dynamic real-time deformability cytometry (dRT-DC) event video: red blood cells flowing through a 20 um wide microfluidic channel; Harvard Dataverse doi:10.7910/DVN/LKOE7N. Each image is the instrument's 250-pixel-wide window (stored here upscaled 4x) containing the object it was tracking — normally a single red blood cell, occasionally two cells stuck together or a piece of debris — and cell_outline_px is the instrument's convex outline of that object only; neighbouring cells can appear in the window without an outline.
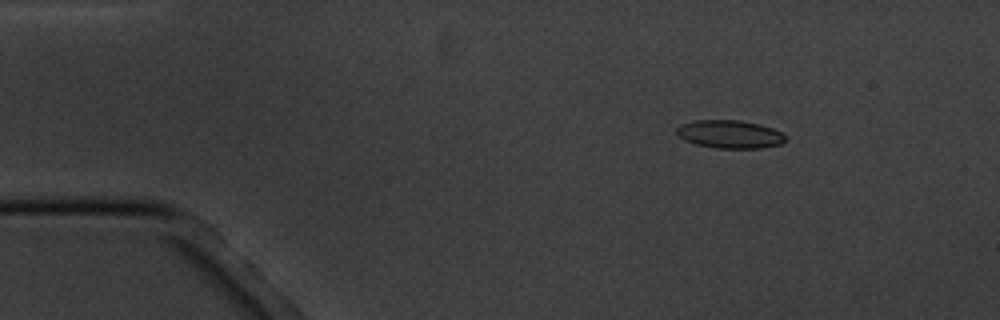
{"species": "common noctule bat (a hibernating species)", "species_latin": "Nyctalus noctula", "temperature_condition": "cold", "stored_images_in_passage": 5, "camera_frame_rate_fps": 3000, "um_per_image_px": 0.085, "animal": {"sex": "male", "body_mass_g": 20.1, "forearm_length_mm": 53.5}, "frame": {"image": 1, "passage_image": 2, "time_ms": 1.333, "image_size_px": [1000, 320], "cell_outline_px": [[788, 140], [780, 144], [760, 148], [716, 148], [696, 144], [684, 140], [676, 132], [676, 128], [680, 124], [696, 120], [740, 120], [760, 124], [772, 128], [780, 132]], "centroid_in_image_um": [62.02, 11.4], "position_along_channel_um": 23.0, "area_um2": 17.8}}
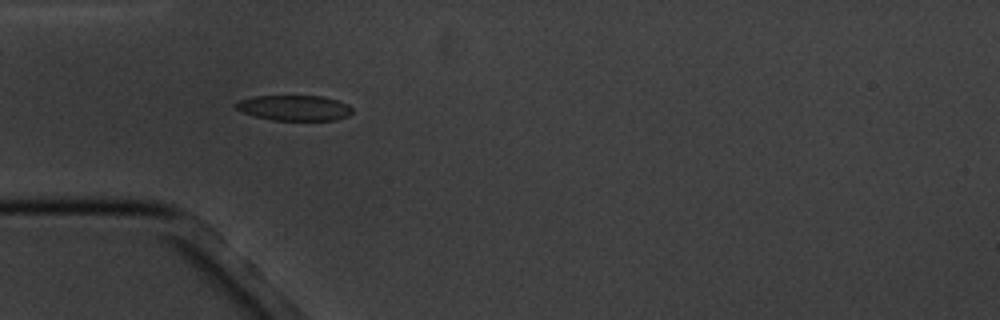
{"frame": {"image": 2, "passage_image": 4, "time_ms": 4.333, "image_size_px": [1000, 320], "cell_outline_px": [[352, 112], [348, 116], [336, 120], [272, 120], [240, 112], [232, 104], [236, 100], [256, 96], [324, 96], [348, 104], [352, 108]], "centroid_in_image_um": [24.98, 9.17], "position_along_channel_um": 60.0, "area_um2": 17.4}}
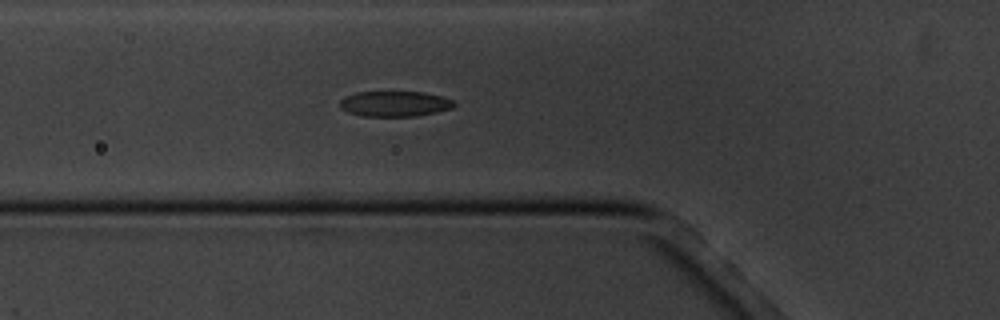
{"frame": {"image": 3, "passage_image": 5, "time_ms": 5.333, "image_size_px": [1000, 320], "cell_outline_px": [[456, 104], [452, 108], [436, 112], [416, 116], [360, 116], [348, 112], [340, 108], [340, 100], [344, 96], [356, 92], [424, 92], [444, 96], [452, 100]], "centroid_in_image_um": [33.54, 8.82], "position_along_channel_um": 92.3, "area_um2": 17.05}}